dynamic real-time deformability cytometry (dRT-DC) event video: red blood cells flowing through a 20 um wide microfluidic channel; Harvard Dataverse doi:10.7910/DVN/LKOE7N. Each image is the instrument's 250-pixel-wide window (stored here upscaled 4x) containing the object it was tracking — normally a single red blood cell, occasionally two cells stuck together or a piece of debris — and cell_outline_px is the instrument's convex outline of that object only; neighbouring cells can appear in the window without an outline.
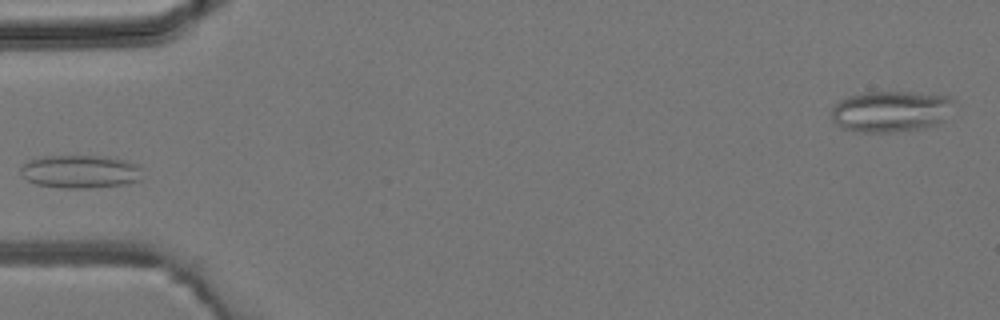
{"species": "common noctule bat (a hibernating species)", "species_latin": "Nyctalus noctula", "temperature_condition": "room temperature", "stored_images_in_passage": 3, "camera_frame_rate_fps": 3000, "um_per_image_px": 0.085, "animal": {"sex": "male", "body_mass_g": 19.2, "forearm_length_mm": 51.8}, "frame": {"image": 1, "passage_image": 3, "time_ms": 2.333, "image_size_px": [1000, 320], "cell_outline_px": [[140, 180], [128, 184], [88, 188], [64, 188], [36, 184], [28, 180], [20, 172], [20, 168], [28, 160], [44, 156], [100, 156], [124, 160], [140, 164]], "centroid_in_image_um": [6.83, 14.59], "position_along_channel_um": 78.2, "area_um2": 23.47}}